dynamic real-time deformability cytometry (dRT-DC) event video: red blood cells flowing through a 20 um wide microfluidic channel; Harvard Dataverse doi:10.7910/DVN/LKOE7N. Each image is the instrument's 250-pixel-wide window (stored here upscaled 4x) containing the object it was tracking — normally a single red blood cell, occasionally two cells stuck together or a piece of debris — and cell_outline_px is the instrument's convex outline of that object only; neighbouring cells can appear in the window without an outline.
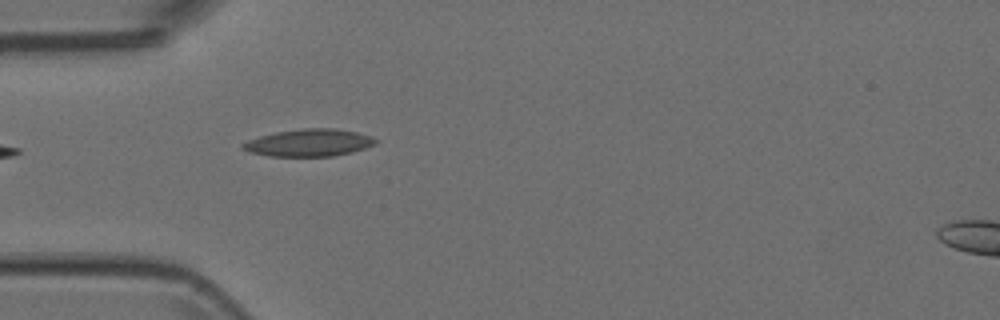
{"species": "Egyptian fruit bat (a non-hibernating species)", "species_latin": "Rousettus aegyptiacus", "temperature_condition": "room temperature", "stored_images_in_passage": 4, "camera_frame_rate_fps": 3000, "um_per_image_px": 0.085, "animal": {"sex": "female"}, "frame": {"image": 1, "passage_image": 4, "time_ms": 1.0, "image_size_px": [1000, 320], "cell_outline_px": [[380, 140], [376, 144], [352, 152], [332, 156], [268, 156], [248, 152], [240, 148], [240, 144], [248, 140], [260, 136], [276, 132], [304, 128], [332, 128], [356, 132], [372, 136]], "centroid_in_image_um": [26.25, 12.13], "position_along_channel_um": 58.7, "area_um2": 21.21}}